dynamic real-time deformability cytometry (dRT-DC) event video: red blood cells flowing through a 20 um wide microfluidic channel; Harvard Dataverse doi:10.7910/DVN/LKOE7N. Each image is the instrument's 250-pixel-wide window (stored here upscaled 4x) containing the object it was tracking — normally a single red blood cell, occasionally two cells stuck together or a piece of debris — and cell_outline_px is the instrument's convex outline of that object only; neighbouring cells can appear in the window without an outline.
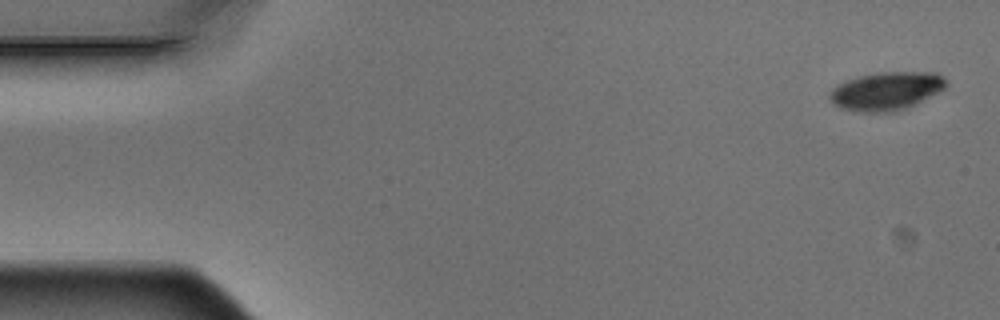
{"species": "Egyptian fruit bat (a non-hibernating species)", "species_latin": "Rousettus aegyptiacus", "temperature_condition": "warm", "stored_images_in_passage": 5, "camera_frame_rate_fps": 3000, "um_per_image_px": 0.085, "animal": {"sex": "male"}, "frame": {"image": 1, "passage_image": 1, "time_ms": 0.0, "image_size_px": [1000, 320], "cell_outline_px": [[948, 84], [944, 88], [896, 112], [860, 112], [840, 108], [828, 96], [828, 92], [836, 84], [860, 76], [880, 72], [936, 72], [948, 80]], "centroid_in_image_um": [75.3, 7.72], "position_along_channel_um": 9.7, "area_um2": 25.66}}
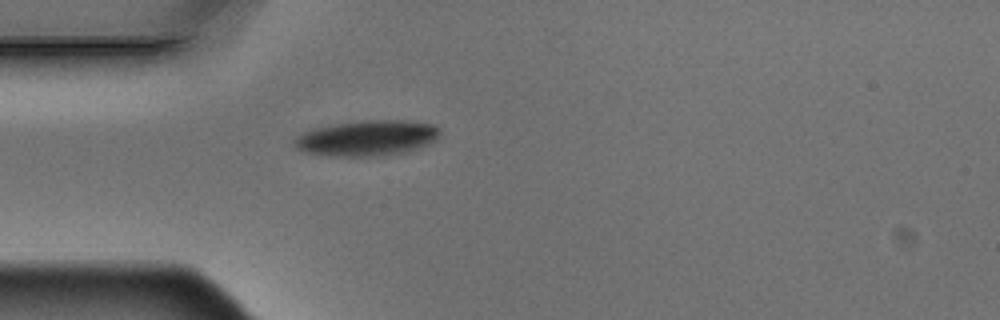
{"frame": {"image": 2, "passage_image": 5, "time_ms": 1.333, "image_size_px": [1000, 320], "cell_outline_px": [[440, 136], [436, 140], [420, 148], [404, 152], [384, 156], [328, 156], [304, 152], [296, 148], [292, 144], [292, 140], [304, 132], [312, 128], [332, 124], [364, 120], [404, 120], [432, 124], [440, 128]], "centroid_in_image_um": [31.19, 11.74], "position_along_channel_um": 53.8, "area_um2": 30.58}}